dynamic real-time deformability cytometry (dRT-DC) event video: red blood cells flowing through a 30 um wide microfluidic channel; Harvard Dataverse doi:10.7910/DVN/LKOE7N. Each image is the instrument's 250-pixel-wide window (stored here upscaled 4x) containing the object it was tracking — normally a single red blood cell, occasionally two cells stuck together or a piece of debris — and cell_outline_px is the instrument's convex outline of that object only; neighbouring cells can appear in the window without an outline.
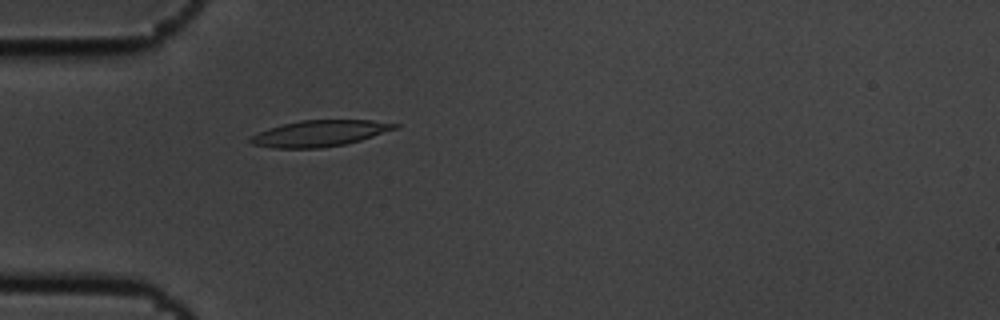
{"species": "common noctule bat (a hibernating species)", "species_latin": "Nyctalus noctula", "temperature_condition": "cold", "stored_images_in_passage": 4, "camera_frame_rate_fps": 3000, "um_per_image_px": 0.085, "animal": {"sex": "male", "body_mass_g": 19.5, "forearm_length_mm": 54.6}, "frame": {"image": 1, "passage_image": 4, "time_ms": 1.0, "image_size_px": [1000, 320], "cell_outline_px": [[400, 128], [360, 140], [344, 144], [320, 148], [272, 148], [252, 144], [248, 140], [252, 136], [268, 128], [300, 120], [372, 120], [400, 124]], "centroid_in_image_um": [27.2, 11.33], "position_along_channel_um": 57.8, "area_um2": 21.96}}